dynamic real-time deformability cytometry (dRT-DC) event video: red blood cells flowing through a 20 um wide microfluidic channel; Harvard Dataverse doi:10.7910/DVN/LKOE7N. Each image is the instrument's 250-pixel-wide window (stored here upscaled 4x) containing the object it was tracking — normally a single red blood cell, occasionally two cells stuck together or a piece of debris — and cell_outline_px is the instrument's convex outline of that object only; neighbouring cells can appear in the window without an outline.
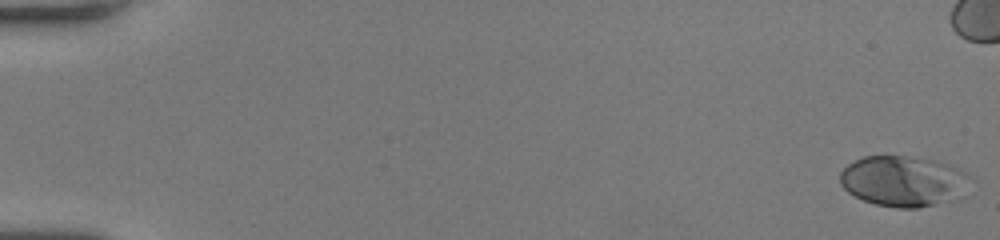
{"species": "human", "species_latin": "Homo sapiens", "temperature_condition": "room temperature", "stored_images_in_passage": 47, "camera_frame_rate_fps": 3000, "um_per_image_px": 0.085, "donor": {"sex": "female"}, "frame": {"image": 1, "passage_image": 1, "time_ms": 0.0, "image_size_px": [1000, 240], "cell_outline_px": [[968, 176], [956, 196], [952, 200], [916, 208], [896, 208], [876, 204], [864, 200], [848, 192], [840, 184], [840, 172], [848, 164], [864, 156], [908, 156], [940, 160], [964, 172]], "centroid_in_image_um": [76.68, 15.37], "position_along_channel_um": 8.3, "area_um2": 37.63}}
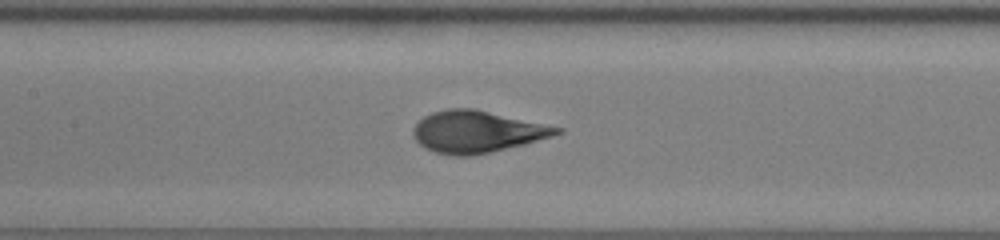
{"frame": {"image": 2, "passage_image": 27, "time_ms": 8.667, "image_size_px": [1000, 240], "cell_outline_px": [[564, 132], [552, 136], [524, 144], [472, 156], [452, 156], [436, 152], [424, 148], [412, 136], [412, 128], [424, 116], [432, 112], [448, 108], [472, 108], [564, 128]], "centroid_in_image_um": [40.51, 11.2], "position_along_channel_um": 166.9, "area_um2": 34.91}}
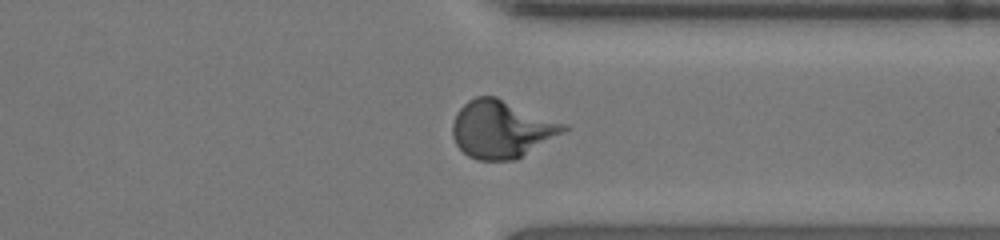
{"frame": {"image": 3, "passage_image": 42, "time_ms": 13.667, "image_size_px": [1000, 240], "cell_outline_px": [[572, 128], [516, 160], [476, 160], [468, 156], [456, 144], [452, 136], [452, 124], [456, 112], [468, 100], [476, 96], [496, 96], [568, 124]], "centroid_in_image_um": [42.66, 10.98], "position_along_channel_um": 368.7, "area_um2": 37.69}}